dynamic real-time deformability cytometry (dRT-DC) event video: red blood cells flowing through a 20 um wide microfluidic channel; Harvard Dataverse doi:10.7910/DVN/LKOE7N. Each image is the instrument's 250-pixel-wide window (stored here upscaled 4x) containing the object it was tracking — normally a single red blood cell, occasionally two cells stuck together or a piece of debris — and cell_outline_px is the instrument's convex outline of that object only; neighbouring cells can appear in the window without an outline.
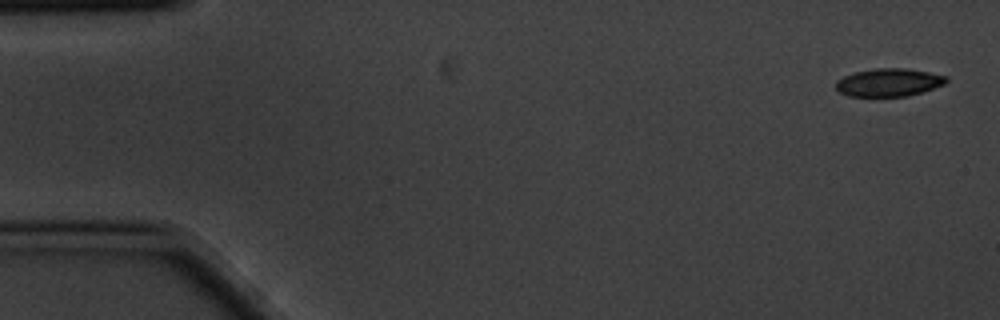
{"species": "common noctule bat (a hibernating species)", "species_latin": "Nyctalus noctula", "temperature_condition": "cold", "stored_images_in_passage": 4, "camera_frame_rate_fps": 3000, "um_per_image_px": 0.085, "animal": {"sex": "male", "body_mass_g": 20.1, "forearm_length_mm": 53.5}, "frame": {"image": 1, "passage_image": 1, "time_ms": 0.0, "image_size_px": [1000, 320], "cell_outline_px": [[948, 80], [944, 84], [908, 96], [848, 96], [840, 92], [836, 88], [836, 80], [844, 76], [856, 72], [876, 68], [904, 68], [928, 72], [948, 76]], "centroid_in_image_um": [75.54, 7.0], "position_along_channel_um": 9.5, "area_um2": 17.8}}
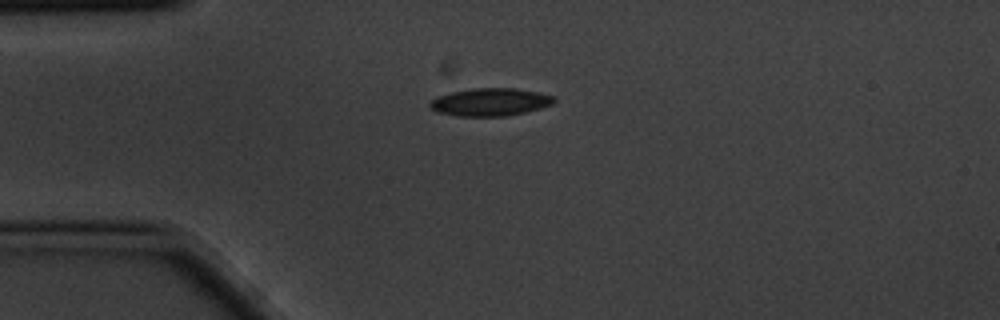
{"frame": {"image": 2, "passage_image": 4, "time_ms": 1.0, "image_size_px": [1000, 320], "cell_outline_px": [[556, 100], [552, 104], [540, 108], [524, 112], [504, 116], [456, 116], [440, 112], [432, 108], [428, 104], [436, 96], [452, 92], [472, 88], [516, 88], [540, 92], [556, 96]], "centroid_in_image_um": [41.7, 8.66], "position_along_channel_um": 43.3, "area_um2": 20.06}}